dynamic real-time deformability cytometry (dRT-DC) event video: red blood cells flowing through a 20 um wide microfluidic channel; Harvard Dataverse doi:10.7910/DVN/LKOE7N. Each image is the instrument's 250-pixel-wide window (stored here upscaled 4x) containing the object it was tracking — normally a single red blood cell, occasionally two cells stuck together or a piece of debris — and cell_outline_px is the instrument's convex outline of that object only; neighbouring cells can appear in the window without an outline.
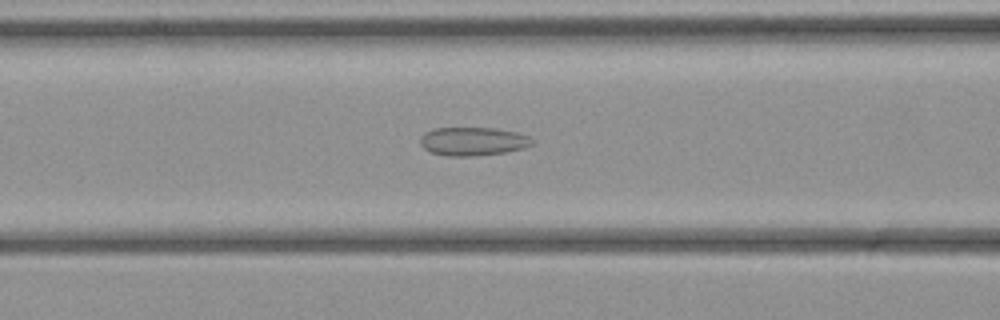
{"species": "common noctule bat (a hibernating species)", "species_latin": "Nyctalus noctula", "temperature_condition": "cold", "stored_images_in_passage": 44, "camera_frame_rate_fps": 3000, "um_per_image_px": 0.085, "animal": {"sex": "female", "body_mass_g": 21.9}, "frame": {"image": 1, "passage_image": 17, "time_ms": 5.333, "image_size_px": [1000, 320], "cell_outline_px": [[536, 144], [524, 148], [504, 152], [476, 156], [448, 156], [432, 152], [424, 148], [420, 144], [420, 136], [424, 132], [432, 128], [496, 128], [516, 132], [528, 136], [536, 140]], "centroid_in_image_um": [40.23, 12.01], "position_along_channel_um": 126.4, "area_um2": 18.79}}
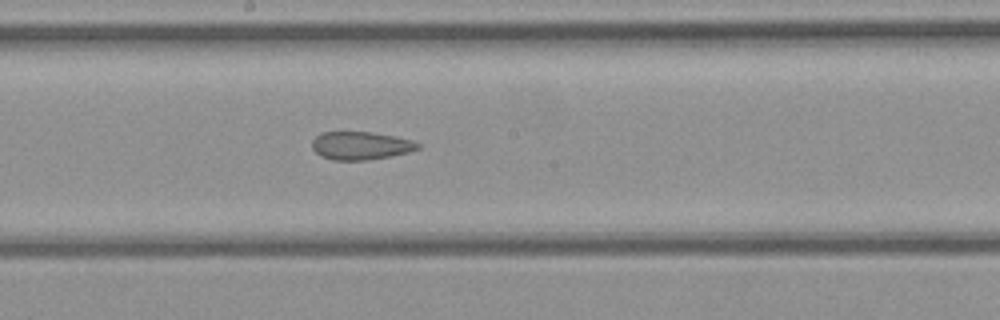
{"frame": {"image": 2, "passage_image": 23, "time_ms": 7.333, "image_size_px": [1000, 320], "cell_outline_px": [[420, 148], [408, 152], [368, 160], [332, 160], [320, 156], [312, 148], [312, 140], [320, 132], [372, 132], [396, 136], [412, 140], [420, 144]], "centroid_in_image_um": [30.64, 12.37], "position_along_channel_um": 217.6, "area_um2": 17.34}}
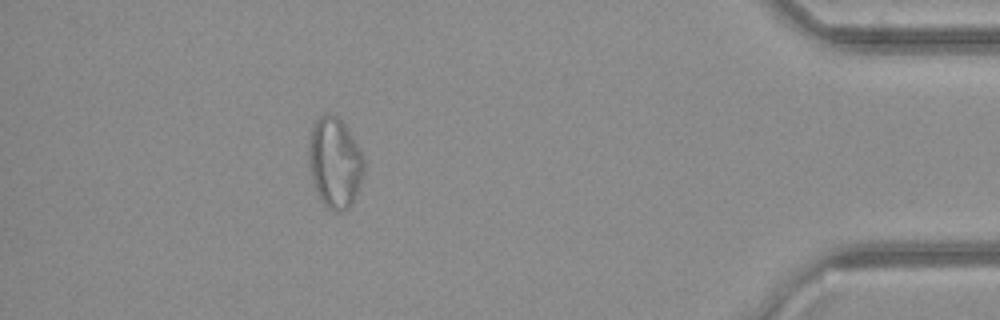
{"frame": {"image": 3, "passage_image": 39, "time_ms": 12.667, "image_size_px": [1000, 320], "cell_outline_px": [[364, 172], [356, 196], [352, 204], [344, 212], [336, 212], [328, 208], [320, 200], [316, 192], [312, 180], [308, 164], [308, 140], [312, 128], [316, 120], [324, 112], [328, 112], [336, 116], [344, 124], [360, 148], [364, 156]], "centroid_in_image_um": [28.45, 13.84], "position_along_channel_um": 406.8, "area_um2": 29.59}}